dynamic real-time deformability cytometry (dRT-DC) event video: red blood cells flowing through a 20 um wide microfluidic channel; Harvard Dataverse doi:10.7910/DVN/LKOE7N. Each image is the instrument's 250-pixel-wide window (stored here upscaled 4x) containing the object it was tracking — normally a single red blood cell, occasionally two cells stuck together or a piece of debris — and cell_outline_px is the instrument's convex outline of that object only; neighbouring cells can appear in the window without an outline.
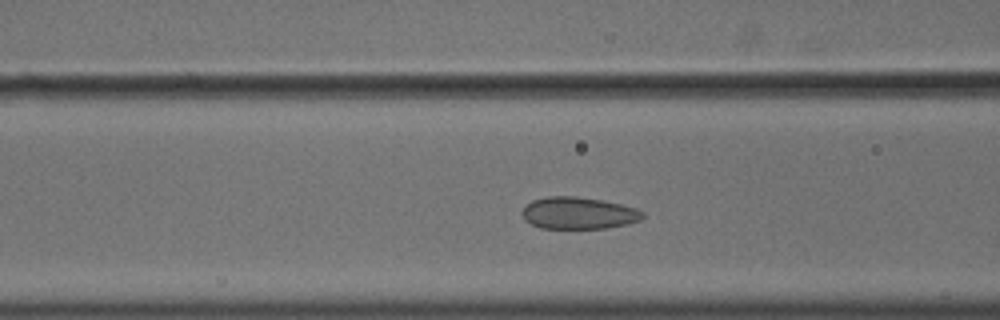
{"species": "common noctule bat (a hibernating species)", "species_latin": "Nyctalus noctula", "temperature_condition": "cold", "stored_images_in_passage": 49, "camera_frame_rate_fps": 3000, "um_per_image_px": 0.085, "animal": {"sex": "male", "body_mass_g": 18.8}, "frame": {"image": 1, "passage_image": 16, "time_ms": 5.0, "image_size_px": [1000, 320], "cell_outline_px": [[644, 216], [640, 220], [628, 224], [608, 228], [540, 228], [524, 220], [520, 212], [532, 200], [548, 196], [572, 196], [600, 200], [620, 204], [636, 208], [644, 212]], "centroid_in_image_um": [49.16, 18.12], "position_along_channel_um": 117.4, "area_um2": 22.43}}
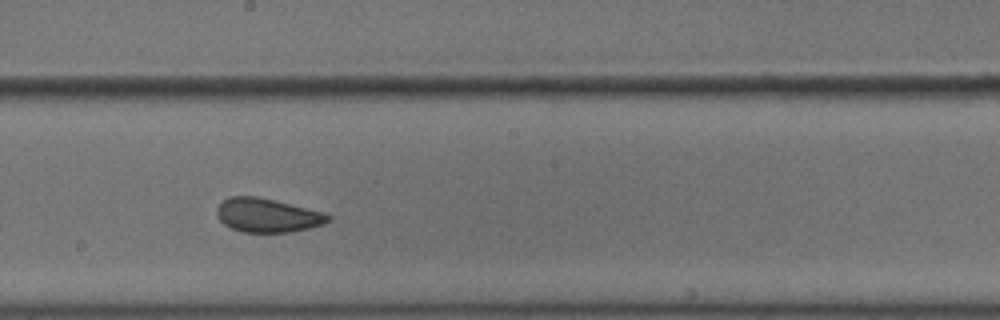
{"frame": {"image": 2, "passage_image": 25, "time_ms": 8.0, "image_size_px": [1000, 320], "cell_outline_px": [[332, 220], [324, 224], [292, 232], [240, 232], [224, 224], [216, 216], [216, 208], [228, 196], [256, 196], [276, 200], [324, 212], [332, 216]], "centroid_in_image_um": [22.74, 18.3], "position_along_channel_um": 225.5, "area_um2": 22.2}}
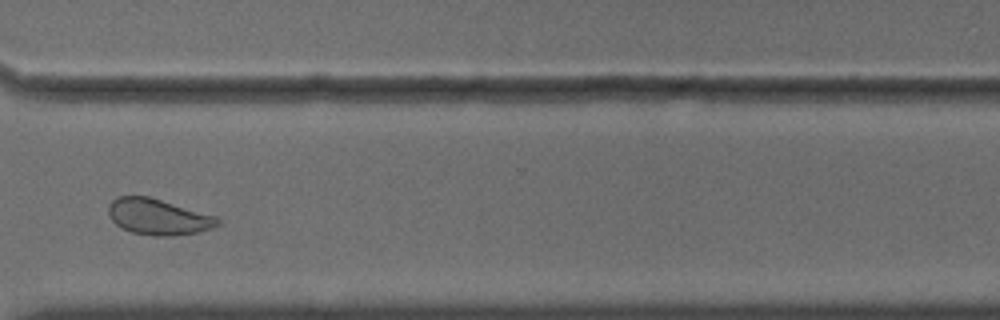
{"frame": {"image": 3, "passage_image": 36, "time_ms": 11.667, "image_size_px": [1000, 320], "cell_outline_px": [[220, 224], [212, 228], [200, 232], [172, 236], [156, 236], [132, 232], [116, 224], [108, 216], [108, 204], [112, 200], [120, 196], [148, 196], [216, 216], [220, 220]], "centroid_in_image_um": [13.45, 18.43], "position_along_channel_um": 357.2, "area_um2": 22.83}, "authors_computed_cell_mechanics": {"area_um2": 23.2934, "velocity_mm_per_s": 3.5932, "shape_relaxation_time_tau1_ms": null, "shape_relaxation_time_tau2_ms": 1.0729, "deformation_change_tau1": null, "deformation_change_tau2": 0.0554}}